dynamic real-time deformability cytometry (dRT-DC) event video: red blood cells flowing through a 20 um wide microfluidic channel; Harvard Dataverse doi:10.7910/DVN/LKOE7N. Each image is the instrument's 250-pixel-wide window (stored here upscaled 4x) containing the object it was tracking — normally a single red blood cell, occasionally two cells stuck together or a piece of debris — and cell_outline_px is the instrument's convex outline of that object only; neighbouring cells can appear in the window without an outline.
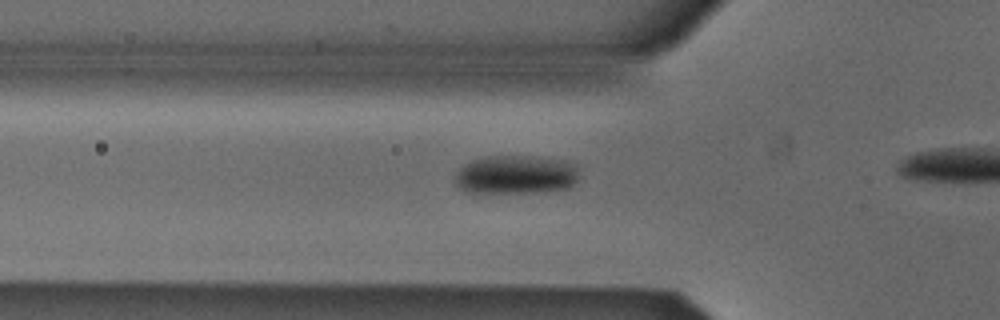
{"species": "Egyptian fruit bat (a non-hibernating species)", "species_latin": "Rousettus aegyptiacus", "temperature_condition": "cold", "stored_images_in_passage": 29, "camera_frame_rate_fps": 3000, "um_per_image_px": 0.085, "animal": {"sex": "male"}, "frame": {"image": 1, "passage_image": 14, "time_ms": 4.333, "image_size_px": [1000, 320], "cell_outline_px": [[580, 176], [568, 188], [536, 192], [464, 192], [456, 184], [452, 176], [464, 164], [472, 160], [484, 156], [532, 156], [564, 160], [576, 164]], "centroid_in_image_um": [43.83, 14.83], "position_along_channel_um": 82.0, "area_um2": 28.26}}
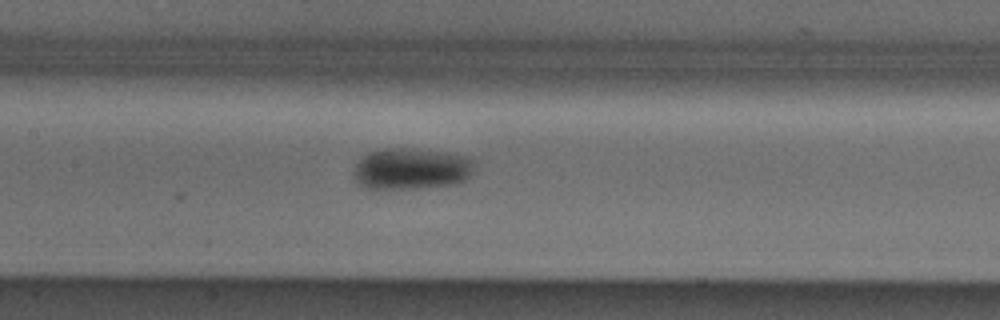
{"frame": {"image": 2, "passage_image": 21, "time_ms": 6.667, "image_size_px": [1000, 320], "cell_outline_px": [[472, 168], [468, 176], [464, 180], [456, 184], [428, 188], [368, 188], [360, 184], [352, 176], [356, 164], [368, 152], [384, 148], [412, 148], [448, 152], [464, 156], [472, 160]], "centroid_in_image_um": [34.94, 14.34], "position_along_channel_um": 172.5, "area_um2": 29.07}}
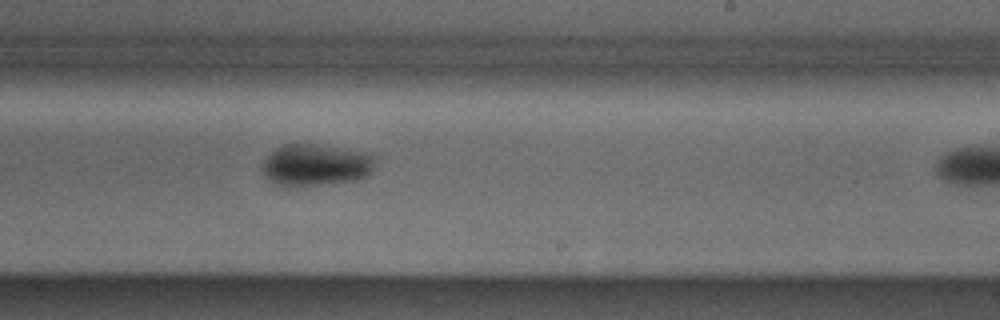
{"frame": {"image": 3, "passage_image": 28, "time_ms": 9.0, "image_size_px": [1000, 320], "cell_outline_px": [[376, 156], [372, 172], [368, 176], [356, 180], [304, 188], [284, 188], [272, 184], [260, 172], [260, 168], [264, 160], [276, 148], [284, 144], [312, 144], [340, 148], [360, 152]], "centroid_in_image_um": [26.76, 14.09], "position_along_channel_um": 262.2, "area_um2": 28.38}}